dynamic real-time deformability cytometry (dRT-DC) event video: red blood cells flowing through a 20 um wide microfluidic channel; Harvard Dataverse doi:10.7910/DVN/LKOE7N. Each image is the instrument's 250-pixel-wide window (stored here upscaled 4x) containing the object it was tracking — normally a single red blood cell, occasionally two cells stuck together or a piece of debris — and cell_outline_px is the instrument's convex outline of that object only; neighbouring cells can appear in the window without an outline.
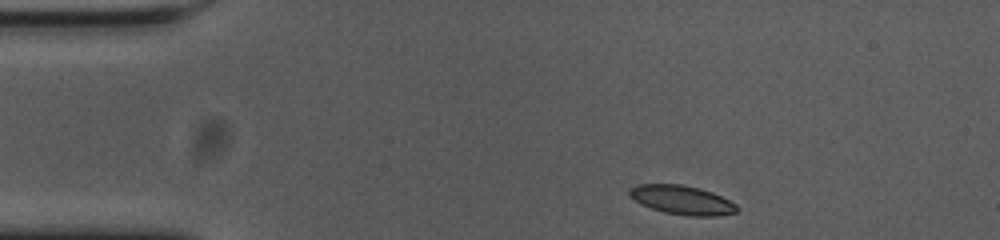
{"species": "common noctule bat (a hibernating species)", "species_latin": "Nyctalus noctula", "temperature_condition": "cold", "stored_images_in_passage": 47, "camera_frame_rate_fps": 3000, "um_per_image_px": 0.085, "animal": {"sex": "female", "body_mass_g": 23.0, "forearm_length_mm": 53.4}, "frame": {"image": 1, "passage_image": 1, "time_ms": 0.0, "image_size_px": [1000, 240], "cell_outline_px": [[740, 208], [736, 212], [716, 216], [688, 216], [664, 212], [640, 204], [628, 196], [628, 192], [636, 184], [680, 184], [712, 192], [736, 204]], "centroid_in_image_um": [57.95, 17.0], "position_along_channel_um": 27.1, "area_um2": 18.09}}
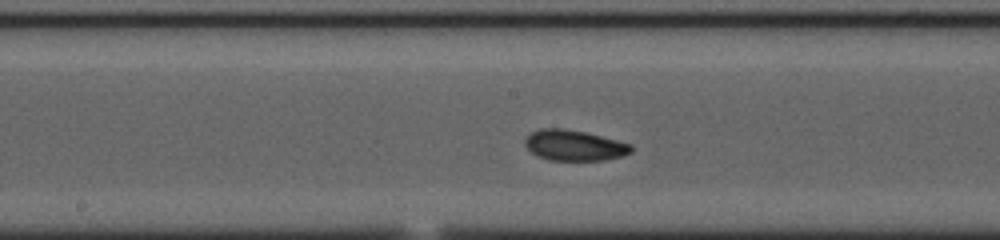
{"frame": {"image": 2, "passage_image": 20, "time_ms": 6.333, "image_size_px": [1000, 240], "cell_outline_px": [[632, 152], [620, 156], [604, 160], [548, 160], [532, 152], [524, 144], [524, 140], [532, 132], [540, 128], [564, 128], [584, 132], [632, 144]], "centroid_in_image_um": [48.8, 12.35], "position_along_channel_um": 199.4, "area_um2": 18.73}}
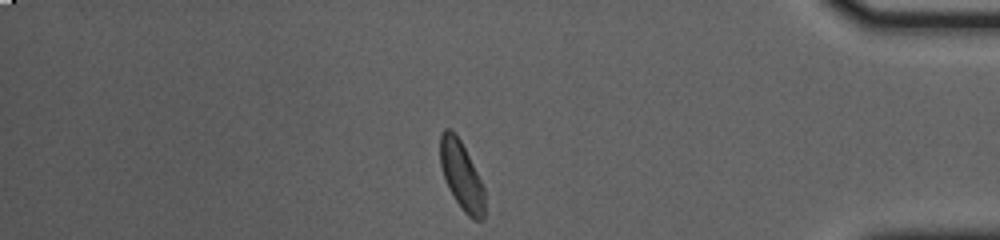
{"frame": {"image": 3, "passage_image": 39, "time_ms": 12.667, "image_size_px": [1000, 240], "cell_outline_px": [[484, 220], [472, 220], [464, 212], [448, 188], [440, 164], [440, 136], [444, 128], [448, 128], [460, 140], [484, 188]], "centroid_in_image_um": [39.22, 14.96], "position_along_channel_um": 396.0, "area_um2": 17.28}, "authors_computed_cell_mechanics": {"area_um2": 18.3804, "velocity_mm_per_s": 3.6597, "shape_relaxation_time_tau1_ms": 5.5218, "shape_relaxation_time_tau2_ms": 2.0527, "deformation_change_tau1": 0.1231, "deformation_change_tau2": 0.07}}